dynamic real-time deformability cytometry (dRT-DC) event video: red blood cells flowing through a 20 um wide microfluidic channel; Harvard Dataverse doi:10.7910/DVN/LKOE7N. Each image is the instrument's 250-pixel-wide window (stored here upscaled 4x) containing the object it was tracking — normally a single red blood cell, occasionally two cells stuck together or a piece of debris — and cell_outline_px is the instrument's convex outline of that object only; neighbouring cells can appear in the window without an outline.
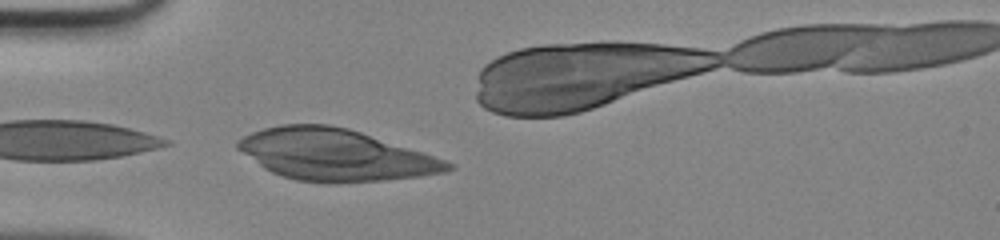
{"species": "human", "species_latin": "Homo sapiens", "temperature_condition": "room temperature", "stored_images_in_passage": 10, "camera_frame_rate_fps": 3000, "um_per_image_px": 0.085, "donor": {"sex": "male"}, "frame": {"image": 1, "passage_image": 10, "time_ms": 3.0, "image_size_px": [1000, 240], "cell_outline_px": [[456, 168], [444, 172], [420, 176], [384, 180], [336, 184], [332, 184], [296, 180], [280, 176], [264, 168], [236, 148], [236, 140], [252, 132], [264, 128], [280, 124], [328, 124], [348, 128], [456, 164]], "centroid_in_image_um": [28.45, 13.17], "position_along_channel_um": 56.6, "area_um2": 62.71}}